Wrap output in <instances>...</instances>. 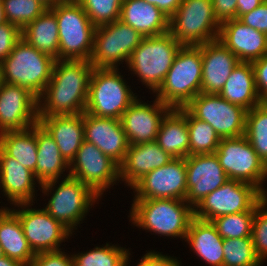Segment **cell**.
<instances>
[{
    "mask_svg": "<svg viewBox=\"0 0 267 266\" xmlns=\"http://www.w3.org/2000/svg\"><path fill=\"white\" fill-rule=\"evenodd\" d=\"M0 148L34 173L36 178L37 139L36 124L25 130L0 134Z\"/></svg>",
    "mask_w": 267,
    "mask_h": 266,
    "instance_id": "d6a6232c",
    "label": "cell"
},
{
    "mask_svg": "<svg viewBox=\"0 0 267 266\" xmlns=\"http://www.w3.org/2000/svg\"><path fill=\"white\" fill-rule=\"evenodd\" d=\"M185 108L195 118L209 123L220 139L245 135L247 111L219 94L199 93Z\"/></svg>",
    "mask_w": 267,
    "mask_h": 266,
    "instance_id": "9a60e30c",
    "label": "cell"
},
{
    "mask_svg": "<svg viewBox=\"0 0 267 266\" xmlns=\"http://www.w3.org/2000/svg\"><path fill=\"white\" fill-rule=\"evenodd\" d=\"M202 71L201 45L182 46L153 95L171 109L183 108L201 93Z\"/></svg>",
    "mask_w": 267,
    "mask_h": 266,
    "instance_id": "5b68a950",
    "label": "cell"
},
{
    "mask_svg": "<svg viewBox=\"0 0 267 266\" xmlns=\"http://www.w3.org/2000/svg\"><path fill=\"white\" fill-rule=\"evenodd\" d=\"M36 139V180L40 185L52 180L68 177L69 164L61 156L57 143L54 141L53 137L39 122L36 123Z\"/></svg>",
    "mask_w": 267,
    "mask_h": 266,
    "instance_id": "83f0119b",
    "label": "cell"
},
{
    "mask_svg": "<svg viewBox=\"0 0 267 266\" xmlns=\"http://www.w3.org/2000/svg\"><path fill=\"white\" fill-rule=\"evenodd\" d=\"M136 266H182L181 260L178 257L171 256L169 254H162L163 252L151 250L147 251Z\"/></svg>",
    "mask_w": 267,
    "mask_h": 266,
    "instance_id": "f6af8a7d",
    "label": "cell"
},
{
    "mask_svg": "<svg viewBox=\"0 0 267 266\" xmlns=\"http://www.w3.org/2000/svg\"><path fill=\"white\" fill-rule=\"evenodd\" d=\"M201 58L203 69L201 93L219 94L240 61L219 40L202 44Z\"/></svg>",
    "mask_w": 267,
    "mask_h": 266,
    "instance_id": "603a6c76",
    "label": "cell"
},
{
    "mask_svg": "<svg viewBox=\"0 0 267 266\" xmlns=\"http://www.w3.org/2000/svg\"><path fill=\"white\" fill-rule=\"evenodd\" d=\"M245 137L267 166V108L261 103L246 113Z\"/></svg>",
    "mask_w": 267,
    "mask_h": 266,
    "instance_id": "d590c367",
    "label": "cell"
},
{
    "mask_svg": "<svg viewBox=\"0 0 267 266\" xmlns=\"http://www.w3.org/2000/svg\"><path fill=\"white\" fill-rule=\"evenodd\" d=\"M42 4H44L47 8L54 7L58 2L62 0H39Z\"/></svg>",
    "mask_w": 267,
    "mask_h": 266,
    "instance_id": "816d5d0a",
    "label": "cell"
},
{
    "mask_svg": "<svg viewBox=\"0 0 267 266\" xmlns=\"http://www.w3.org/2000/svg\"><path fill=\"white\" fill-rule=\"evenodd\" d=\"M21 38V29L17 25L9 22L0 25V64L8 57Z\"/></svg>",
    "mask_w": 267,
    "mask_h": 266,
    "instance_id": "b9f144b4",
    "label": "cell"
},
{
    "mask_svg": "<svg viewBox=\"0 0 267 266\" xmlns=\"http://www.w3.org/2000/svg\"><path fill=\"white\" fill-rule=\"evenodd\" d=\"M6 208L0 213V245L5 256L16 260L23 266H29L35 253L25 238L18 216Z\"/></svg>",
    "mask_w": 267,
    "mask_h": 266,
    "instance_id": "f546056e",
    "label": "cell"
},
{
    "mask_svg": "<svg viewBox=\"0 0 267 266\" xmlns=\"http://www.w3.org/2000/svg\"><path fill=\"white\" fill-rule=\"evenodd\" d=\"M216 20L222 23L237 19V0H211Z\"/></svg>",
    "mask_w": 267,
    "mask_h": 266,
    "instance_id": "bcb514c9",
    "label": "cell"
},
{
    "mask_svg": "<svg viewBox=\"0 0 267 266\" xmlns=\"http://www.w3.org/2000/svg\"><path fill=\"white\" fill-rule=\"evenodd\" d=\"M187 196L193 208L208 194L222 186L228 177L216 154L190 155L185 158Z\"/></svg>",
    "mask_w": 267,
    "mask_h": 266,
    "instance_id": "d6986e66",
    "label": "cell"
},
{
    "mask_svg": "<svg viewBox=\"0 0 267 266\" xmlns=\"http://www.w3.org/2000/svg\"><path fill=\"white\" fill-rule=\"evenodd\" d=\"M181 47L169 31L157 36L144 37L132 52L125 70L130 71L132 77H138V82L148 88L149 93L154 94L161 86Z\"/></svg>",
    "mask_w": 267,
    "mask_h": 266,
    "instance_id": "277c9868",
    "label": "cell"
},
{
    "mask_svg": "<svg viewBox=\"0 0 267 266\" xmlns=\"http://www.w3.org/2000/svg\"><path fill=\"white\" fill-rule=\"evenodd\" d=\"M55 61L21 38L0 64L2 82L24 87L39 98L51 79Z\"/></svg>",
    "mask_w": 267,
    "mask_h": 266,
    "instance_id": "52a82bcc",
    "label": "cell"
},
{
    "mask_svg": "<svg viewBox=\"0 0 267 266\" xmlns=\"http://www.w3.org/2000/svg\"><path fill=\"white\" fill-rule=\"evenodd\" d=\"M251 63L254 69L256 89L262 99L267 95V55Z\"/></svg>",
    "mask_w": 267,
    "mask_h": 266,
    "instance_id": "7dc6e473",
    "label": "cell"
},
{
    "mask_svg": "<svg viewBox=\"0 0 267 266\" xmlns=\"http://www.w3.org/2000/svg\"><path fill=\"white\" fill-rule=\"evenodd\" d=\"M131 248L107 242L93 249L72 253L73 266H130Z\"/></svg>",
    "mask_w": 267,
    "mask_h": 266,
    "instance_id": "836d02e7",
    "label": "cell"
},
{
    "mask_svg": "<svg viewBox=\"0 0 267 266\" xmlns=\"http://www.w3.org/2000/svg\"><path fill=\"white\" fill-rule=\"evenodd\" d=\"M119 20L137 30L143 38L169 31V18L144 0H123Z\"/></svg>",
    "mask_w": 267,
    "mask_h": 266,
    "instance_id": "484cf974",
    "label": "cell"
},
{
    "mask_svg": "<svg viewBox=\"0 0 267 266\" xmlns=\"http://www.w3.org/2000/svg\"><path fill=\"white\" fill-rule=\"evenodd\" d=\"M22 39L56 60H59V29L54 12L48 8L22 30Z\"/></svg>",
    "mask_w": 267,
    "mask_h": 266,
    "instance_id": "4dcf8cb0",
    "label": "cell"
},
{
    "mask_svg": "<svg viewBox=\"0 0 267 266\" xmlns=\"http://www.w3.org/2000/svg\"><path fill=\"white\" fill-rule=\"evenodd\" d=\"M219 95L228 102L251 110L261 103L255 85L254 69L251 62H240L231 72Z\"/></svg>",
    "mask_w": 267,
    "mask_h": 266,
    "instance_id": "f1b7e54d",
    "label": "cell"
},
{
    "mask_svg": "<svg viewBox=\"0 0 267 266\" xmlns=\"http://www.w3.org/2000/svg\"><path fill=\"white\" fill-rule=\"evenodd\" d=\"M215 154L228 179L249 183L265 192L267 166L245 135L221 139Z\"/></svg>",
    "mask_w": 267,
    "mask_h": 266,
    "instance_id": "8fae6325",
    "label": "cell"
},
{
    "mask_svg": "<svg viewBox=\"0 0 267 266\" xmlns=\"http://www.w3.org/2000/svg\"><path fill=\"white\" fill-rule=\"evenodd\" d=\"M240 62H252L267 55V35L239 19L220 25L218 39Z\"/></svg>",
    "mask_w": 267,
    "mask_h": 266,
    "instance_id": "7402d4cb",
    "label": "cell"
},
{
    "mask_svg": "<svg viewBox=\"0 0 267 266\" xmlns=\"http://www.w3.org/2000/svg\"><path fill=\"white\" fill-rule=\"evenodd\" d=\"M97 27L112 23L120 18L123 0H76Z\"/></svg>",
    "mask_w": 267,
    "mask_h": 266,
    "instance_id": "ab89813d",
    "label": "cell"
},
{
    "mask_svg": "<svg viewBox=\"0 0 267 266\" xmlns=\"http://www.w3.org/2000/svg\"><path fill=\"white\" fill-rule=\"evenodd\" d=\"M6 17L4 14V9H3V4H2V0H0V25L6 23Z\"/></svg>",
    "mask_w": 267,
    "mask_h": 266,
    "instance_id": "f5cc1de1",
    "label": "cell"
},
{
    "mask_svg": "<svg viewBox=\"0 0 267 266\" xmlns=\"http://www.w3.org/2000/svg\"><path fill=\"white\" fill-rule=\"evenodd\" d=\"M40 187L33 172L0 148V194L7 198L10 207L21 203H35L34 201L37 203Z\"/></svg>",
    "mask_w": 267,
    "mask_h": 266,
    "instance_id": "44dd1931",
    "label": "cell"
},
{
    "mask_svg": "<svg viewBox=\"0 0 267 266\" xmlns=\"http://www.w3.org/2000/svg\"><path fill=\"white\" fill-rule=\"evenodd\" d=\"M255 212H240L214 218L211 222L223 239L245 238L252 235Z\"/></svg>",
    "mask_w": 267,
    "mask_h": 266,
    "instance_id": "f35d334b",
    "label": "cell"
},
{
    "mask_svg": "<svg viewBox=\"0 0 267 266\" xmlns=\"http://www.w3.org/2000/svg\"><path fill=\"white\" fill-rule=\"evenodd\" d=\"M174 159L156 141L129 145L126 157L120 165V184L131 188L150 171L168 164Z\"/></svg>",
    "mask_w": 267,
    "mask_h": 266,
    "instance_id": "cb8c5ba5",
    "label": "cell"
},
{
    "mask_svg": "<svg viewBox=\"0 0 267 266\" xmlns=\"http://www.w3.org/2000/svg\"><path fill=\"white\" fill-rule=\"evenodd\" d=\"M130 190H133V199L185 200L188 193L185 158H174L168 164L150 171Z\"/></svg>",
    "mask_w": 267,
    "mask_h": 266,
    "instance_id": "2e32d148",
    "label": "cell"
},
{
    "mask_svg": "<svg viewBox=\"0 0 267 266\" xmlns=\"http://www.w3.org/2000/svg\"><path fill=\"white\" fill-rule=\"evenodd\" d=\"M6 21L21 30L48 9L39 0H2Z\"/></svg>",
    "mask_w": 267,
    "mask_h": 266,
    "instance_id": "74e56055",
    "label": "cell"
},
{
    "mask_svg": "<svg viewBox=\"0 0 267 266\" xmlns=\"http://www.w3.org/2000/svg\"><path fill=\"white\" fill-rule=\"evenodd\" d=\"M170 110V107L157 98L145 102L138 97L120 118L129 144L155 141L160 124Z\"/></svg>",
    "mask_w": 267,
    "mask_h": 266,
    "instance_id": "ac0fdd59",
    "label": "cell"
},
{
    "mask_svg": "<svg viewBox=\"0 0 267 266\" xmlns=\"http://www.w3.org/2000/svg\"><path fill=\"white\" fill-rule=\"evenodd\" d=\"M266 0H237V19L248 12H251Z\"/></svg>",
    "mask_w": 267,
    "mask_h": 266,
    "instance_id": "681fc988",
    "label": "cell"
},
{
    "mask_svg": "<svg viewBox=\"0 0 267 266\" xmlns=\"http://www.w3.org/2000/svg\"><path fill=\"white\" fill-rule=\"evenodd\" d=\"M41 191L42 196L49 197L43 208L75 235L90 209L102 199L88 185L71 176L42 184Z\"/></svg>",
    "mask_w": 267,
    "mask_h": 266,
    "instance_id": "3957f363",
    "label": "cell"
},
{
    "mask_svg": "<svg viewBox=\"0 0 267 266\" xmlns=\"http://www.w3.org/2000/svg\"><path fill=\"white\" fill-rule=\"evenodd\" d=\"M223 254V266H263L254 251L252 237L224 239Z\"/></svg>",
    "mask_w": 267,
    "mask_h": 266,
    "instance_id": "8d00e7d4",
    "label": "cell"
},
{
    "mask_svg": "<svg viewBox=\"0 0 267 266\" xmlns=\"http://www.w3.org/2000/svg\"><path fill=\"white\" fill-rule=\"evenodd\" d=\"M38 123V98L28 89L2 82L0 134L25 130Z\"/></svg>",
    "mask_w": 267,
    "mask_h": 266,
    "instance_id": "e0dca14e",
    "label": "cell"
},
{
    "mask_svg": "<svg viewBox=\"0 0 267 266\" xmlns=\"http://www.w3.org/2000/svg\"><path fill=\"white\" fill-rule=\"evenodd\" d=\"M128 219L145 232L185 240L194 209L185 200L132 199ZM153 232V233H152Z\"/></svg>",
    "mask_w": 267,
    "mask_h": 266,
    "instance_id": "7a4b0ae2",
    "label": "cell"
},
{
    "mask_svg": "<svg viewBox=\"0 0 267 266\" xmlns=\"http://www.w3.org/2000/svg\"><path fill=\"white\" fill-rule=\"evenodd\" d=\"M0 266H23V265L18 261L10 259L9 257L4 255L0 257Z\"/></svg>",
    "mask_w": 267,
    "mask_h": 266,
    "instance_id": "f907efd6",
    "label": "cell"
},
{
    "mask_svg": "<svg viewBox=\"0 0 267 266\" xmlns=\"http://www.w3.org/2000/svg\"><path fill=\"white\" fill-rule=\"evenodd\" d=\"M59 29V60H90L95 26L76 0H62L50 8Z\"/></svg>",
    "mask_w": 267,
    "mask_h": 266,
    "instance_id": "ba28073f",
    "label": "cell"
},
{
    "mask_svg": "<svg viewBox=\"0 0 267 266\" xmlns=\"http://www.w3.org/2000/svg\"><path fill=\"white\" fill-rule=\"evenodd\" d=\"M251 237L254 251L264 264L267 260V202L264 199L256 206Z\"/></svg>",
    "mask_w": 267,
    "mask_h": 266,
    "instance_id": "60d3db41",
    "label": "cell"
},
{
    "mask_svg": "<svg viewBox=\"0 0 267 266\" xmlns=\"http://www.w3.org/2000/svg\"><path fill=\"white\" fill-rule=\"evenodd\" d=\"M93 69L89 60H56L51 79L38 98V116L85 112Z\"/></svg>",
    "mask_w": 267,
    "mask_h": 266,
    "instance_id": "6da1fadb",
    "label": "cell"
},
{
    "mask_svg": "<svg viewBox=\"0 0 267 266\" xmlns=\"http://www.w3.org/2000/svg\"><path fill=\"white\" fill-rule=\"evenodd\" d=\"M145 2L155 5L169 19L174 15L175 11L181 5L183 0H144Z\"/></svg>",
    "mask_w": 267,
    "mask_h": 266,
    "instance_id": "c3c4849f",
    "label": "cell"
},
{
    "mask_svg": "<svg viewBox=\"0 0 267 266\" xmlns=\"http://www.w3.org/2000/svg\"><path fill=\"white\" fill-rule=\"evenodd\" d=\"M38 122L53 137L61 156L70 164L84 142L83 113L38 116Z\"/></svg>",
    "mask_w": 267,
    "mask_h": 266,
    "instance_id": "d4e9b609",
    "label": "cell"
},
{
    "mask_svg": "<svg viewBox=\"0 0 267 266\" xmlns=\"http://www.w3.org/2000/svg\"><path fill=\"white\" fill-rule=\"evenodd\" d=\"M120 68H94L90 77L85 112L96 117L120 119L140 97Z\"/></svg>",
    "mask_w": 267,
    "mask_h": 266,
    "instance_id": "8992f818",
    "label": "cell"
},
{
    "mask_svg": "<svg viewBox=\"0 0 267 266\" xmlns=\"http://www.w3.org/2000/svg\"><path fill=\"white\" fill-rule=\"evenodd\" d=\"M245 25L267 35V0L251 12L238 18Z\"/></svg>",
    "mask_w": 267,
    "mask_h": 266,
    "instance_id": "ee69618b",
    "label": "cell"
},
{
    "mask_svg": "<svg viewBox=\"0 0 267 266\" xmlns=\"http://www.w3.org/2000/svg\"><path fill=\"white\" fill-rule=\"evenodd\" d=\"M184 241L203 263L209 266H223L224 239L212 222L193 218Z\"/></svg>",
    "mask_w": 267,
    "mask_h": 266,
    "instance_id": "4316f807",
    "label": "cell"
},
{
    "mask_svg": "<svg viewBox=\"0 0 267 266\" xmlns=\"http://www.w3.org/2000/svg\"><path fill=\"white\" fill-rule=\"evenodd\" d=\"M69 176L88 185L102 198L108 189L119 185L120 166L94 144L84 141L69 164Z\"/></svg>",
    "mask_w": 267,
    "mask_h": 266,
    "instance_id": "5bb4252c",
    "label": "cell"
},
{
    "mask_svg": "<svg viewBox=\"0 0 267 266\" xmlns=\"http://www.w3.org/2000/svg\"><path fill=\"white\" fill-rule=\"evenodd\" d=\"M83 124L84 141L94 144L120 166L130 145L120 119L96 117L83 112Z\"/></svg>",
    "mask_w": 267,
    "mask_h": 266,
    "instance_id": "ffe728a7",
    "label": "cell"
},
{
    "mask_svg": "<svg viewBox=\"0 0 267 266\" xmlns=\"http://www.w3.org/2000/svg\"><path fill=\"white\" fill-rule=\"evenodd\" d=\"M143 36L122 22L97 26L94 32L90 63L94 68H119L127 64L132 52L140 45Z\"/></svg>",
    "mask_w": 267,
    "mask_h": 266,
    "instance_id": "30bf717a",
    "label": "cell"
},
{
    "mask_svg": "<svg viewBox=\"0 0 267 266\" xmlns=\"http://www.w3.org/2000/svg\"><path fill=\"white\" fill-rule=\"evenodd\" d=\"M2 84V77H1V72H0V86Z\"/></svg>",
    "mask_w": 267,
    "mask_h": 266,
    "instance_id": "680465c9",
    "label": "cell"
},
{
    "mask_svg": "<svg viewBox=\"0 0 267 266\" xmlns=\"http://www.w3.org/2000/svg\"><path fill=\"white\" fill-rule=\"evenodd\" d=\"M261 104L267 108V95L261 99Z\"/></svg>",
    "mask_w": 267,
    "mask_h": 266,
    "instance_id": "db71d44e",
    "label": "cell"
},
{
    "mask_svg": "<svg viewBox=\"0 0 267 266\" xmlns=\"http://www.w3.org/2000/svg\"><path fill=\"white\" fill-rule=\"evenodd\" d=\"M219 29L211 0H183L169 19V32L182 46L215 41Z\"/></svg>",
    "mask_w": 267,
    "mask_h": 266,
    "instance_id": "9c48e42d",
    "label": "cell"
},
{
    "mask_svg": "<svg viewBox=\"0 0 267 266\" xmlns=\"http://www.w3.org/2000/svg\"><path fill=\"white\" fill-rule=\"evenodd\" d=\"M155 141L173 158H186L189 156L187 120L178 109H171L165 115Z\"/></svg>",
    "mask_w": 267,
    "mask_h": 266,
    "instance_id": "1f68e13d",
    "label": "cell"
},
{
    "mask_svg": "<svg viewBox=\"0 0 267 266\" xmlns=\"http://www.w3.org/2000/svg\"><path fill=\"white\" fill-rule=\"evenodd\" d=\"M263 199L267 202V188L265 189V192L263 193Z\"/></svg>",
    "mask_w": 267,
    "mask_h": 266,
    "instance_id": "11a10c76",
    "label": "cell"
},
{
    "mask_svg": "<svg viewBox=\"0 0 267 266\" xmlns=\"http://www.w3.org/2000/svg\"><path fill=\"white\" fill-rule=\"evenodd\" d=\"M34 205L21 203L9 207L18 216L31 249L35 254L63 249L62 243L68 242L73 233L43 207Z\"/></svg>",
    "mask_w": 267,
    "mask_h": 266,
    "instance_id": "4fadbf2b",
    "label": "cell"
},
{
    "mask_svg": "<svg viewBox=\"0 0 267 266\" xmlns=\"http://www.w3.org/2000/svg\"><path fill=\"white\" fill-rule=\"evenodd\" d=\"M62 250L37 253L29 266H73L72 254Z\"/></svg>",
    "mask_w": 267,
    "mask_h": 266,
    "instance_id": "7bdbcfd3",
    "label": "cell"
},
{
    "mask_svg": "<svg viewBox=\"0 0 267 266\" xmlns=\"http://www.w3.org/2000/svg\"><path fill=\"white\" fill-rule=\"evenodd\" d=\"M4 256V253H3V250H2V247L0 245V257Z\"/></svg>",
    "mask_w": 267,
    "mask_h": 266,
    "instance_id": "9f6ffc18",
    "label": "cell"
},
{
    "mask_svg": "<svg viewBox=\"0 0 267 266\" xmlns=\"http://www.w3.org/2000/svg\"><path fill=\"white\" fill-rule=\"evenodd\" d=\"M178 110L187 120L189 156L215 153L221 139L214 128L206 121L195 118L185 107Z\"/></svg>",
    "mask_w": 267,
    "mask_h": 266,
    "instance_id": "e575fe53",
    "label": "cell"
},
{
    "mask_svg": "<svg viewBox=\"0 0 267 266\" xmlns=\"http://www.w3.org/2000/svg\"><path fill=\"white\" fill-rule=\"evenodd\" d=\"M262 200L263 193L255 186L228 179L193 208L194 218L211 222L223 215L255 212L256 206Z\"/></svg>",
    "mask_w": 267,
    "mask_h": 266,
    "instance_id": "7c38bea8",
    "label": "cell"
},
{
    "mask_svg": "<svg viewBox=\"0 0 267 266\" xmlns=\"http://www.w3.org/2000/svg\"><path fill=\"white\" fill-rule=\"evenodd\" d=\"M1 198V196H0ZM6 207L4 205L0 206V213L5 209Z\"/></svg>",
    "mask_w": 267,
    "mask_h": 266,
    "instance_id": "6f0895ef",
    "label": "cell"
}]
</instances>
